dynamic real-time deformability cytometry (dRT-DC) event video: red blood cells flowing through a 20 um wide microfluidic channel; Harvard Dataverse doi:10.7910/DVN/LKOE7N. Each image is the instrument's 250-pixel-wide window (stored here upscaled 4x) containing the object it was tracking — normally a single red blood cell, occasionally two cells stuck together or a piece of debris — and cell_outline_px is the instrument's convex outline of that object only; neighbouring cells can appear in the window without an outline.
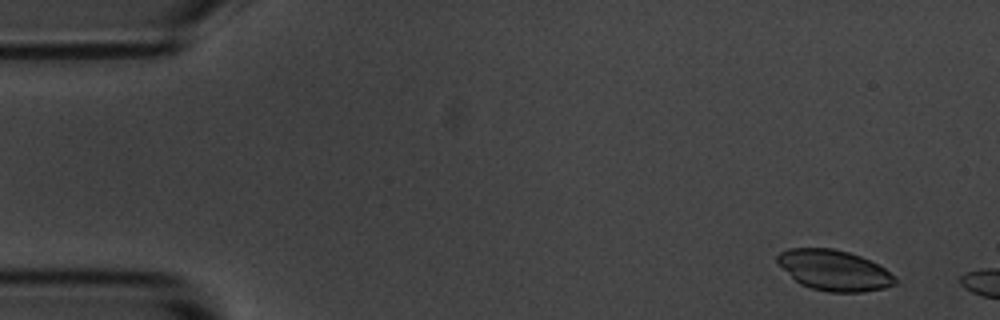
{"species": "common noctule bat (a hibernating species)", "species_latin": "Nyctalus noctula", "temperature_condition": "room temperature", "stored_images_in_passage": 9, "camera_frame_rate_fps": 3000, "um_per_image_px": 0.085, "animal": {"sex": "male", "body_mass_g": 20.1, "forearm_length_mm": 53.5}, "frame": {"image": 1, "passage_image": 4, "time_ms": 1.0, "image_size_px": [1000, 320], "cell_outline_px": [[900, 280], [896, 284], [884, 288], [860, 292], [828, 292], [812, 288], [800, 284], [776, 260], [776, 256], [780, 252], [788, 248], [832, 248], [848, 252], [860, 256], [884, 268], [896, 276]], "centroid_in_image_um": [70.94, 22.98], "position_along_channel_um": 14.1, "area_um2": 27.63}}